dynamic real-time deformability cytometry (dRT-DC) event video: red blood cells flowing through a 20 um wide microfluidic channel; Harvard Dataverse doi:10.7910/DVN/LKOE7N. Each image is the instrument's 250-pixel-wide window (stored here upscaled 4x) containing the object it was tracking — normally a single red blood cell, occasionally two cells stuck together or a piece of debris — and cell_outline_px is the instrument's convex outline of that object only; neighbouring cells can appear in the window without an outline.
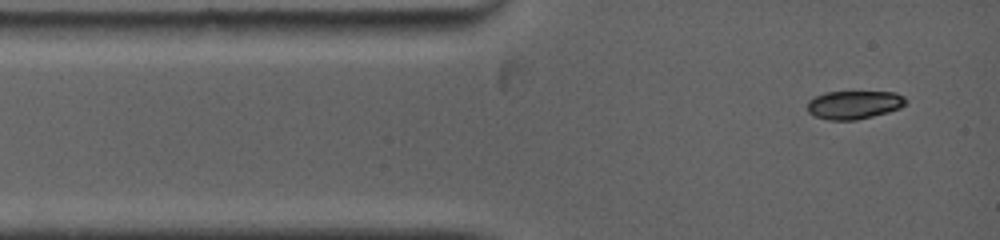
{"species": "common noctule bat (a hibernating species)", "species_latin": "Nyctalus noctula", "temperature_condition": "warm", "stored_images_in_passage": 8, "camera_frame_rate_fps": 5000, "um_per_image_px": 0.085, "animal": {"sex": "female", "body_mass_g": 19.0, "forearm_length_mm": 53.3}, "frame": {"image": 1, "passage_image": 1, "time_ms": 0.0, "image_size_px": [1000, 240], "cell_outline_px": [[908, 100], [900, 108], [888, 112], [856, 120], [828, 120], [816, 116], [808, 112], [808, 100], [824, 92], [896, 92], [904, 96]], "centroid_in_image_um": [72.6, 8.9], "position_along_channel_um": 12.4, "area_um2": 16.24}}
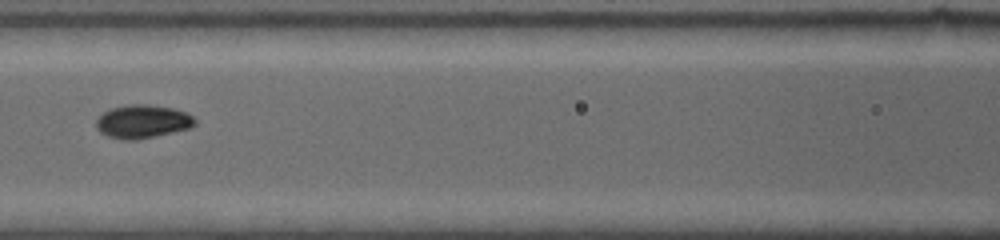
{"frame": {"image": 2, "passage_image": 5, "time_ms": 4.4, "image_size_px": [1000, 240], "cell_outline_px": [[196, 124], [192, 128], [136, 140], [124, 140], [108, 136], [100, 132], [96, 128], [96, 120], [104, 112], [112, 108], [128, 104], [148, 104], [172, 108], [184, 112], [192, 116], [196, 120]], "centroid_in_image_um": [12.12, 10.33], "position_along_channel_um": 154.5, "area_um2": 19.19}}
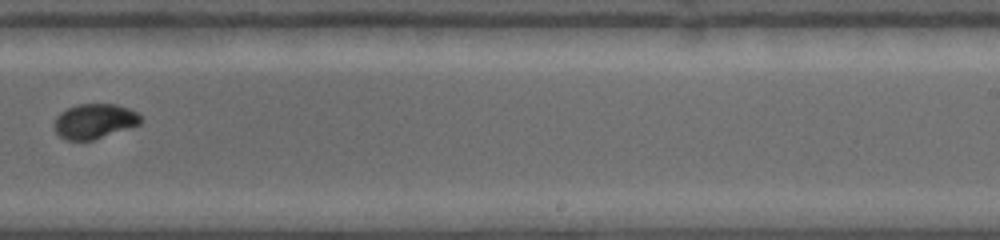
{"frame": {"image": 3, "passage_image": 8, "time_ms": 7.6, "image_size_px": [1000, 240], "cell_outline_px": [[140, 124], [92, 140], [68, 140], [60, 136], [52, 128], [52, 124], [56, 116], [60, 112], [76, 104], [116, 104], [128, 108], [136, 112], [140, 116]], "centroid_in_image_um": [7.97, 10.29], "position_along_channel_um": 281.0, "area_um2": 17.51}}